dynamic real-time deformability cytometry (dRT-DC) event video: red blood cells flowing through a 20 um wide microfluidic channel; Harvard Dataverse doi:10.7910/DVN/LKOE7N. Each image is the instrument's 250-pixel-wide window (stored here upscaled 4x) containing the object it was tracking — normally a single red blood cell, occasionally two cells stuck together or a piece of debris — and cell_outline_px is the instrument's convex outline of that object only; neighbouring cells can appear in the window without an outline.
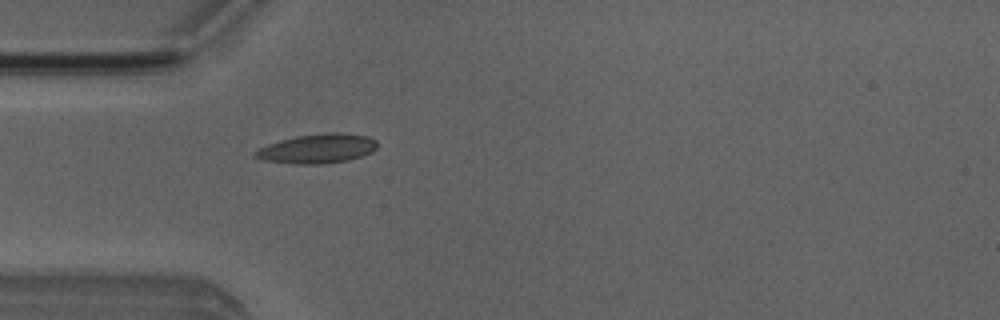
{"species": "Egyptian fruit bat (a non-hibernating species)", "species_latin": "Rousettus aegyptiacus", "temperature_condition": "room temperature", "stored_images_in_passage": 4, "camera_frame_rate_fps": 3000, "um_per_image_px": 0.085, "animal": {"sex": "male"}, "frame": {"image": 1, "passage_image": 4, "time_ms": 3.667, "image_size_px": [1000, 320], "cell_outline_px": [[376, 148], [372, 152], [348, 160], [324, 164], [296, 164], [264, 160], [252, 156], [252, 152], [268, 144], [280, 140], [296, 136], [328, 132], [340, 132], [368, 136], [376, 140]], "centroid_in_image_um": [26.96, 12.63], "position_along_channel_um": 58.0, "area_um2": 20.92}}